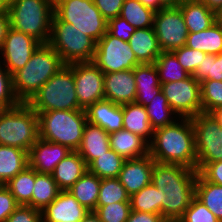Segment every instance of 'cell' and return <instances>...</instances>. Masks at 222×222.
I'll use <instances>...</instances> for the list:
<instances>
[{
    "instance_id": "cell-24",
    "label": "cell",
    "mask_w": 222,
    "mask_h": 222,
    "mask_svg": "<svg viewBox=\"0 0 222 222\" xmlns=\"http://www.w3.org/2000/svg\"><path fill=\"white\" fill-rule=\"evenodd\" d=\"M188 33L200 32L216 23V12L199 0H183L179 6Z\"/></svg>"
},
{
    "instance_id": "cell-3",
    "label": "cell",
    "mask_w": 222,
    "mask_h": 222,
    "mask_svg": "<svg viewBox=\"0 0 222 222\" xmlns=\"http://www.w3.org/2000/svg\"><path fill=\"white\" fill-rule=\"evenodd\" d=\"M64 65L59 54L49 44H41L27 64L12 75L15 97L19 102L27 103Z\"/></svg>"
},
{
    "instance_id": "cell-37",
    "label": "cell",
    "mask_w": 222,
    "mask_h": 222,
    "mask_svg": "<svg viewBox=\"0 0 222 222\" xmlns=\"http://www.w3.org/2000/svg\"><path fill=\"white\" fill-rule=\"evenodd\" d=\"M124 161L120 155L110 149L107 153L95 159L88 166V171L100 179L118 178Z\"/></svg>"
},
{
    "instance_id": "cell-6",
    "label": "cell",
    "mask_w": 222,
    "mask_h": 222,
    "mask_svg": "<svg viewBox=\"0 0 222 222\" xmlns=\"http://www.w3.org/2000/svg\"><path fill=\"white\" fill-rule=\"evenodd\" d=\"M38 139V114L27 103L0 110V145L28 152Z\"/></svg>"
},
{
    "instance_id": "cell-21",
    "label": "cell",
    "mask_w": 222,
    "mask_h": 222,
    "mask_svg": "<svg viewBox=\"0 0 222 222\" xmlns=\"http://www.w3.org/2000/svg\"><path fill=\"white\" fill-rule=\"evenodd\" d=\"M109 135L100 126L89 122L85 124L82 142L77 152L84 159L87 167L110 150Z\"/></svg>"
},
{
    "instance_id": "cell-29",
    "label": "cell",
    "mask_w": 222,
    "mask_h": 222,
    "mask_svg": "<svg viewBox=\"0 0 222 222\" xmlns=\"http://www.w3.org/2000/svg\"><path fill=\"white\" fill-rule=\"evenodd\" d=\"M28 167V152L0 145V180L6 185L13 177Z\"/></svg>"
},
{
    "instance_id": "cell-32",
    "label": "cell",
    "mask_w": 222,
    "mask_h": 222,
    "mask_svg": "<svg viewBox=\"0 0 222 222\" xmlns=\"http://www.w3.org/2000/svg\"><path fill=\"white\" fill-rule=\"evenodd\" d=\"M195 196L222 222V186L207 181L198 172Z\"/></svg>"
},
{
    "instance_id": "cell-56",
    "label": "cell",
    "mask_w": 222,
    "mask_h": 222,
    "mask_svg": "<svg viewBox=\"0 0 222 222\" xmlns=\"http://www.w3.org/2000/svg\"><path fill=\"white\" fill-rule=\"evenodd\" d=\"M159 2L165 7H178L181 0H159Z\"/></svg>"
},
{
    "instance_id": "cell-33",
    "label": "cell",
    "mask_w": 222,
    "mask_h": 222,
    "mask_svg": "<svg viewBox=\"0 0 222 222\" xmlns=\"http://www.w3.org/2000/svg\"><path fill=\"white\" fill-rule=\"evenodd\" d=\"M154 65L158 71L160 83L180 81L190 76L172 51H162Z\"/></svg>"
},
{
    "instance_id": "cell-26",
    "label": "cell",
    "mask_w": 222,
    "mask_h": 222,
    "mask_svg": "<svg viewBox=\"0 0 222 222\" xmlns=\"http://www.w3.org/2000/svg\"><path fill=\"white\" fill-rule=\"evenodd\" d=\"M129 45L140 64H153L162 53L154 27L136 29Z\"/></svg>"
},
{
    "instance_id": "cell-45",
    "label": "cell",
    "mask_w": 222,
    "mask_h": 222,
    "mask_svg": "<svg viewBox=\"0 0 222 222\" xmlns=\"http://www.w3.org/2000/svg\"><path fill=\"white\" fill-rule=\"evenodd\" d=\"M172 52L176 55L178 62L190 75L194 74L196 68L203 61V57L206 56V53L188 48L186 45Z\"/></svg>"
},
{
    "instance_id": "cell-35",
    "label": "cell",
    "mask_w": 222,
    "mask_h": 222,
    "mask_svg": "<svg viewBox=\"0 0 222 222\" xmlns=\"http://www.w3.org/2000/svg\"><path fill=\"white\" fill-rule=\"evenodd\" d=\"M155 11L139 0H124L120 16L136 29L153 27Z\"/></svg>"
},
{
    "instance_id": "cell-41",
    "label": "cell",
    "mask_w": 222,
    "mask_h": 222,
    "mask_svg": "<svg viewBox=\"0 0 222 222\" xmlns=\"http://www.w3.org/2000/svg\"><path fill=\"white\" fill-rule=\"evenodd\" d=\"M192 76L199 83L203 80L222 81V53L206 54Z\"/></svg>"
},
{
    "instance_id": "cell-44",
    "label": "cell",
    "mask_w": 222,
    "mask_h": 222,
    "mask_svg": "<svg viewBox=\"0 0 222 222\" xmlns=\"http://www.w3.org/2000/svg\"><path fill=\"white\" fill-rule=\"evenodd\" d=\"M0 62V110L17 106L20 102L15 97L12 86V75Z\"/></svg>"
},
{
    "instance_id": "cell-58",
    "label": "cell",
    "mask_w": 222,
    "mask_h": 222,
    "mask_svg": "<svg viewBox=\"0 0 222 222\" xmlns=\"http://www.w3.org/2000/svg\"><path fill=\"white\" fill-rule=\"evenodd\" d=\"M215 12H216V22L222 24V5Z\"/></svg>"
},
{
    "instance_id": "cell-39",
    "label": "cell",
    "mask_w": 222,
    "mask_h": 222,
    "mask_svg": "<svg viewBox=\"0 0 222 222\" xmlns=\"http://www.w3.org/2000/svg\"><path fill=\"white\" fill-rule=\"evenodd\" d=\"M129 199L130 196L118 178L101 179L96 206H103L115 202H130Z\"/></svg>"
},
{
    "instance_id": "cell-7",
    "label": "cell",
    "mask_w": 222,
    "mask_h": 222,
    "mask_svg": "<svg viewBox=\"0 0 222 222\" xmlns=\"http://www.w3.org/2000/svg\"><path fill=\"white\" fill-rule=\"evenodd\" d=\"M36 112L83 110L75 91L73 70L65 64L27 102Z\"/></svg>"
},
{
    "instance_id": "cell-13",
    "label": "cell",
    "mask_w": 222,
    "mask_h": 222,
    "mask_svg": "<svg viewBox=\"0 0 222 222\" xmlns=\"http://www.w3.org/2000/svg\"><path fill=\"white\" fill-rule=\"evenodd\" d=\"M153 27L162 51H174L186 45L188 30L179 7L155 12Z\"/></svg>"
},
{
    "instance_id": "cell-8",
    "label": "cell",
    "mask_w": 222,
    "mask_h": 222,
    "mask_svg": "<svg viewBox=\"0 0 222 222\" xmlns=\"http://www.w3.org/2000/svg\"><path fill=\"white\" fill-rule=\"evenodd\" d=\"M48 44L59 54L65 64H71L92 62L97 42L53 14Z\"/></svg>"
},
{
    "instance_id": "cell-12",
    "label": "cell",
    "mask_w": 222,
    "mask_h": 222,
    "mask_svg": "<svg viewBox=\"0 0 222 222\" xmlns=\"http://www.w3.org/2000/svg\"><path fill=\"white\" fill-rule=\"evenodd\" d=\"M161 91L178 118H193L202 112L200 83L190 75L188 78L160 83Z\"/></svg>"
},
{
    "instance_id": "cell-54",
    "label": "cell",
    "mask_w": 222,
    "mask_h": 222,
    "mask_svg": "<svg viewBox=\"0 0 222 222\" xmlns=\"http://www.w3.org/2000/svg\"><path fill=\"white\" fill-rule=\"evenodd\" d=\"M205 3L210 9L216 11L221 5L222 0H199Z\"/></svg>"
},
{
    "instance_id": "cell-18",
    "label": "cell",
    "mask_w": 222,
    "mask_h": 222,
    "mask_svg": "<svg viewBox=\"0 0 222 222\" xmlns=\"http://www.w3.org/2000/svg\"><path fill=\"white\" fill-rule=\"evenodd\" d=\"M154 163V159L149 154L124 161L118 179L129 196L151 183Z\"/></svg>"
},
{
    "instance_id": "cell-40",
    "label": "cell",
    "mask_w": 222,
    "mask_h": 222,
    "mask_svg": "<svg viewBox=\"0 0 222 222\" xmlns=\"http://www.w3.org/2000/svg\"><path fill=\"white\" fill-rule=\"evenodd\" d=\"M202 112L212 113L222 107V81L200 82Z\"/></svg>"
},
{
    "instance_id": "cell-51",
    "label": "cell",
    "mask_w": 222,
    "mask_h": 222,
    "mask_svg": "<svg viewBox=\"0 0 222 222\" xmlns=\"http://www.w3.org/2000/svg\"><path fill=\"white\" fill-rule=\"evenodd\" d=\"M161 214L146 213L131 210L126 222H165Z\"/></svg>"
},
{
    "instance_id": "cell-42",
    "label": "cell",
    "mask_w": 222,
    "mask_h": 222,
    "mask_svg": "<svg viewBox=\"0 0 222 222\" xmlns=\"http://www.w3.org/2000/svg\"><path fill=\"white\" fill-rule=\"evenodd\" d=\"M94 212L102 222H126L131 212L130 202H115L96 206Z\"/></svg>"
},
{
    "instance_id": "cell-25",
    "label": "cell",
    "mask_w": 222,
    "mask_h": 222,
    "mask_svg": "<svg viewBox=\"0 0 222 222\" xmlns=\"http://www.w3.org/2000/svg\"><path fill=\"white\" fill-rule=\"evenodd\" d=\"M87 171L84 159L77 151H71L51 174L59 189L68 191Z\"/></svg>"
},
{
    "instance_id": "cell-53",
    "label": "cell",
    "mask_w": 222,
    "mask_h": 222,
    "mask_svg": "<svg viewBox=\"0 0 222 222\" xmlns=\"http://www.w3.org/2000/svg\"><path fill=\"white\" fill-rule=\"evenodd\" d=\"M145 7L152 9L157 12L162 8H165L159 0H139Z\"/></svg>"
},
{
    "instance_id": "cell-49",
    "label": "cell",
    "mask_w": 222,
    "mask_h": 222,
    "mask_svg": "<svg viewBox=\"0 0 222 222\" xmlns=\"http://www.w3.org/2000/svg\"><path fill=\"white\" fill-rule=\"evenodd\" d=\"M102 16L108 21L120 16L124 0H93Z\"/></svg>"
},
{
    "instance_id": "cell-27",
    "label": "cell",
    "mask_w": 222,
    "mask_h": 222,
    "mask_svg": "<svg viewBox=\"0 0 222 222\" xmlns=\"http://www.w3.org/2000/svg\"><path fill=\"white\" fill-rule=\"evenodd\" d=\"M122 110L123 129L139 135L150 143L153 138L154 129L151 127L145 107L132 102L122 105Z\"/></svg>"
},
{
    "instance_id": "cell-36",
    "label": "cell",
    "mask_w": 222,
    "mask_h": 222,
    "mask_svg": "<svg viewBox=\"0 0 222 222\" xmlns=\"http://www.w3.org/2000/svg\"><path fill=\"white\" fill-rule=\"evenodd\" d=\"M145 109L148 114L151 127L154 130L170 125L174 123L176 119H179L177 117L175 120L173 119L174 117L172 116H177V114L168 104L162 91L152 99L151 103L147 105Z\"/></svg>"
},
{
    "instance_id": "cell-47",
    "label": "cell",
    "mask_w": 222,
    "mask_h": 222,
    "mask_svg": "<svg viewBox=\"0 0 222 222\" xmlns=\"http://www.w3.org/2000/svg\"><path fill=\"white\" fill-rule=\"evenodd\" d=\"M5 222H42L41 211L29 205H19Z\"/></svg>"
},
{
    "instance_id": "cell-48",
    "label": "cell",
    "mask_w": 222,
    "mask_h": 222,
    "mask_svg": "<svg viewBox=\"0 0 222 222\" xmlns=\"http://www.w3.org/2000/svg\"><path fill=\"white\" fill-rule=\"evenodd\" d=\"M18 206L9 189L6 186L2 187L0 189V222H5Z\"/></svg>"
},
{
    "instance_id": "cell-46",
    "label": "cell",
    "mask_w": 222,
    "mask_h": 222,
    "mask_svg": "<svg viewBox=\"0 0 222 222\" xmlns=\"http://www.w3.org/2000/svg\"><path fill=\"white\" fill-rule=\"evenodd\" d=\"M136 28L128 23L121 16L111 18L108 20L107 31L125 42H129L130 37L135 32Z\"/></svg>"
},
{
    "instance_id": "cell-43",
    "label": "cell",
    "mask_w": 222,
    "mask_h": 222,
    "mask_svg": "<svg viewBox=\"0 0 222 222\" xmlns=\"http://www.w3.org/2000/svg\"><path fill=\"white\" fill-rule=\"evenodd\" d=\"M178 222H221L196 196Z\"/></svg>"
},
{
    "instance_id": "cell-50",
    "label": "cell",
    "mask_w": 222,
    "mask_h": 222,
    "mask_svg": "<svg viewBox=\"0 0 222 222\" xmlns=\"http://www.w3.org/2000/svg\"><path fill=\"white\" fill-rule=\"evenodd\" d=\"M199 173L207 181L222 186V161L208 163Z\"/></svg>"
},
{
    "instance_id": "cell-10",
    "label": "cell",
    "mask_w": 222,
    "mask_h": 222,
    "mask_svg": "<svg viewBox=\"0 0 222 222\" xmlns=\"http://www.w3.org/2000/svg\"><path fill=\"white\" fill-rule=\"evenodd\" d=\"M195 133L197 171L208 163L222 161V126L212 113L200 112L191 118Z\"/></svg>"
},
{
    "instance_id": "cell-2",
    "label": "cell",
    "mask_w": 222,
    "mask_h": 222,
    "mask_svg": "<svg viewBox=\"0 0 222 222\" xmlns=\"http://www.w3.org/2000/svg\"><path fill=\"white\" fill-rule=\"evenodd\" d=\"M149 155L158 163L178 164L197 170L195 133L191 119L179 118L170 125L155 129L149 143Z\"/></svg>"
},
{
    "instance_id": "cell-4",
    "label": "cell",
    "mask_w": 222,
    "mask_h": 222,
    "mask_svg": "<svg viewBox=\"0 0 222 222\" xmlns=\"http://www.w3.org/2000/svg\"><path fill=\"white\" fill-rule=\"evenodd\" d=\"M38 114L39 138L77 151L87 116L85 110H52Z\"/></svg>"
},
{
    "instance_id": "cell-38",
    "label": "cell",
    "mask_w": 222,
    "mask_h": 222,
    "mask_svg": "<svg viewBox=\"0 0 222 222\" xmlns=\"http://www.w3.org/2000/svg\"><path fill=\"white\" fill-rule=\"evenodd\" d=\"M131 210L161 214V202H159L158 188L151 182L139 192L130 196Z\"/></svg>"
},
{
    "instance_id": "cell-11",
    "label": "cell",
    "mask_w": 222,
    "mask_h": 222,
    "mask_svg": "<svg viewBox=\"0 0 222 222\" xmlns=\"http://www.w3.org/2000/svg\"><path fill=\"white\" fill-rule=\"evenodd\" d=\"M92 62L104 74L131 70L140 65L129 42L111 35L108 31L97 42Z\"/></svg>"
},
{
    "instance_id": "cell-31",
    "label": "cell",
    "mask_w": 222,
    "mask_h": 222,
    "mask_svg": "<svg viewBox=\"0 0 222 222\" xmlns=\"http://www.w3.org/2000/svg\"><path fill=\"white\" fill-rule=\"evenodd\" d=\"M31 199V207L42 211L61 192L52 174L35 171V182Z\"/></svg>"
},
{
    "instance_id": "cell-20",
    "label": "cell",
    "mask_w": 222,
    "mask_h": 222,
    "mask_svg": "<svg viewBox=\"0 0 222 222\" xmlns=\"http://www.w3.org/2000/svg\"><path fill=\"white\" fill-rule=\"evenodd\" d=\"M85 112L87 122L100 126L108 134L123 129L122 105L103 99L90 105Z\"/></svg>"
},
{
    "instance_id": "cell-60",
    "label": "cell",
    "mask_w": 222,
    "mask_h": 222,
    "mask_svg": "<svg viewBox=\"0 0 222 222\" xmlns=\"http://www.w3.org/2000/svg\"><path fill=\"white\" fill-rule=\"evenodd\" d=\"M4 186H5L4 183L0 180V189Z\"/></svg>"
},
{
    "instance_id": "cell-22",
    "label": "cell",
    "mask_w": 222,
    "mask_h": 222,
    "mask_svg": "<svg viewBox=\"0 0 222 222\" xmlns=\"http://www.w3.org/2000/svg\"><path fill=\"white\" fill-rule=\"evenodd\" d=\"M110 149L124 160L137 159L149 154V143L132 132L121 129L109 135Z\"/></svg>"
},
{
    "instance_id": "cell-59",
    "label": "cell",
    "mask_w": 222,
    "mask_h": 222,
    "mask_svg": "<svg viewBox=\"0 0 222 222\" xmlns=\"http://www.w3.org/2000/svg\"><path fill=\"white\" fill-rule=\"evenodd\" d=\"M12 0H0V9L7 10Z\"/></svg>"
},
{
    "instance_id": "cell-52",
    "label": "cell",
    "mask_w": 222,
    "mask_h": 222,
    "mask_svg": "<svg viewBox=\"0 0 222 222\" xmlns=\"http://www.w3.org/2000/svg\"><path fill=\"white\" fill-rule=\"evenodd\" d=\"M10 28V19L7 10L0 9V50L5 40L8 29Z\"/></svg>"
},
{
    "instance_id": "cell-57",
    "label": "cell",
    "mask_w": 222,
    "mask_h": 222,
    "mask_svg": "<svg viewBox=\"0 0 222 222\" xmlns=\"http://www.w3.org/2000/svg\"><path fill=\"white\" fill-rule=\"evenodd\" d=\"M212 114L218 120L219 124L222 126V107L213 111Z\"/></svg>"
},
{
    "instance_id": "cell-9",
    "label": "cell",
    "mask_w": 222,
    "mask_h": 222,
    "mask_svg": "<svg viewBox=\"0 0 222 222\" xmlns=\"http://www.w3.org/2000/svg\"><path fill=\"white\" fill-rule=\"evenodd\" d=\"M53 14L96 42L107 32L108 21L93 0H54Z\"/></svg>"
},
{
    "instance_id": "cell-55",
    "label": "cell",
    "mask_w": 222,
    "mask_h": 222,
    "mask_svg": "<svg viewBox=\"0 0 222 222\" xmlns=\"http://www.w3.org/2000/svg\"><path fill=\"white\" fill-rule=\"evenodd\" d=\"M80 222H102L94 211H89L88 214Z\"/></svg>"
},
{
    "instance_id": "cell-34",
    "label": "cell",
    "mask_w": 222,
    "mask_h": 222,
    "mask_svg": "<svg viewBox=\"0 0 222 222\" xmlns=\"http://www.w3.org/2000/svg\"><path fill=\"white\" fill-rule=\"evenodd\" d=\"M34 182L35 170L28 166L13 177L5 186L9 189L19 205L31 206Z\"/></svg>"
},
{
    "instance_id": "cell-28",
    "label": "cell",
    "mask_w": 222,
    "mask_h": 222,
    "mask_svg": "<svg viewBox=\"0 0 222 222\" xmlns=\"http://www.w3.org/2000/svg\"><path fill=\"white\" fill-rule=\"evenodd\" d=\"M186 46L206 54L222 53V24L216 22L206 30L188 33Z\"/></svg>"
},
{
    "instance_id": "cell-19",
    "label": "cell",
    "mask_w": 222,
    "mask_h": 222,
    "mask_svg": "<svg viewBox=\"0 0 222 222\" xmlns=\"http://www.w3.org/2000/svg\"><path fill=\"white\" fill-rule=\"evenodd\" d=\"M105 99L118 105L135 102L136 83L133 69L104 74Z\"/></svg>"
},
{
    "instance_id": "cell-1",
    "label": "cell",
    "mask_w": 222,
    "mask_h": 222,
    "mask_svg": "<svg viewBox=\"0 0 222 222\" xmlns=\"http://www.w3.org/2000/svg\"><path fill=\"white\" fill-rule=\"evenodd\" d=\"M198 171L178 164L154 163L151 182L158 188L161 215L178 221L196 193Z\"/></svg>"
},
{
    "instance_id": "cell-17",
    "label": "cell",
    "mask_w": 222,
    "mask_h": 222,
    "mask_svg": "<svg viewBox=\"0 0 222 222\" xmlns=\"http://www.w3.org/2000/svg\"><path fill=\"white\" fill-rule=\"evenodd\" d=\"M89 210L82 206L70 191H61L41 211L42 222H80Z\"/></svg>"
},
{
    "instance_id": "cell-23",
    "label": "cell",
    "mask_w": 222,
    "mask_h": 222,
    "mask_svg": "<svg viewBox=\"0 0 222 222\" xmlns=\"http://www.w3.org/2000/svg\"><path fill=\"white\" fill-rule=\"evenodd\" d=\"M136 83L135 102L146 107L161 92L158 71L153 64H140L134 69Z\"/></svg>"
},
{
    "instance_id": "cell-5",
    "label": "cell",
    "mask_w": 222,
    "mask_h": 222,
    "mask_svg": "<svg viewBox=\"0 0 222 222\" xmlns=\"http://www.w3.org/2000/svg\"><path fill=\"white\" fill-rule=\"evenodd\" d=\"M7 11L12 29L49 43L54 0H12Z\"/></svg>"
},
{
    "instance_id": "cell-14",
    "label": "cell",
    "mask_w": 222,
    "mask_h": 222,
    "mask_svg": "<svg viewBox=\"0 0 222 222\" xmlns=\"http://www.w3.org/2000/svg\"><path fill=\"white\" fill-rule=\"evenodd\" d=\"M74 75L75 91L81 109L105 99L104 73L93 62L67 64Z\"/></svg>"
},
{
    "instance_id": "cell-16",
    "label": "cell",
    "mask_w": 222,
    "mask_h": 222,
    "mask_svg": "<svg viewBox=\"0 0 222 222\" xmlns=\"http://www.w3.org/2000/svg\"><path fill=\"white\" fill-rule=\"evenodd\" d=\"M71 150L61 144L38 139L28 151V166L38 173L51 174Z\"/></svg>"
},
{
    "instance_id": "cell-30",
    "label": "cell",
    "mask_w": 222,
    "mask_h": 222,
    "mask_svg": "<svg viewBox=\"0 0 222 222\" xmlns=\"http://www.w3.org/2000/svg\"><path fill=\"white\" fill-rule=\"evenodd\" d=\"M101 179L87 171L68 191L89 211L96 209Z\"/></svg>"
},
{
    "instance_id": "cell-15",
    "label": "cell",
    "mask_w": 222,
    "mask_h": 222,
    "mask_svg": "<svg viewBox=\"0 0 222 222\" xmlns=\"http://www.w3.org/2000/svg\"><path fill=\"white\" fill-rule=\"evenodd\" d=\"M40 45L33 37L10 27L0 50V55L3 56V61L0 62L13 75L27 64Z\"/></svg>"
}]
</instances>
